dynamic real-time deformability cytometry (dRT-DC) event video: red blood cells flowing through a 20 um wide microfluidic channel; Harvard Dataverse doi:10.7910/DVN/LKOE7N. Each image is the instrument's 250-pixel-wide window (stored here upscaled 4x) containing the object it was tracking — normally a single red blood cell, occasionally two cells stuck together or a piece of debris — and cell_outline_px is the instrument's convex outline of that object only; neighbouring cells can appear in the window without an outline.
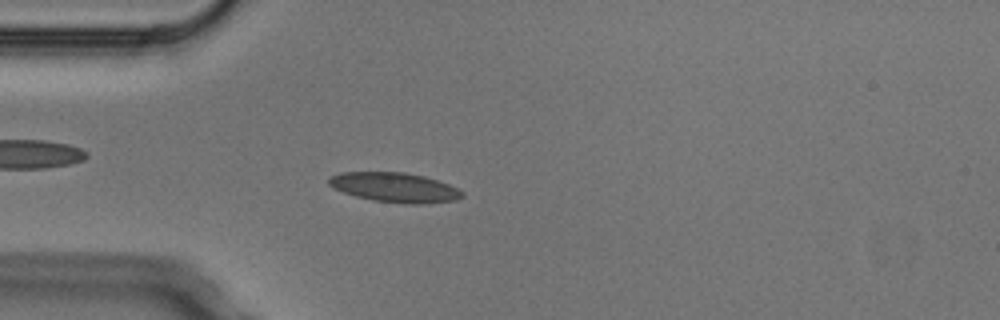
{"species": "Egyptian fruit bat (a non-hibernating species)", "species_latin": "Rousettus aegyptiacus", "temperature_condition": "cold", "stored_images_in_passage": 4, "camera_frame_rate_fps": 3000, "um_per_image_px": 0.085, "animal": {"sex": "male"}, "frame": {"image": 1, "passage_image": 4, "time_ms": 1.0, "image_size_px": [1000, 320], "cell_outline_px": [[464, 196], [456, 200], [420, 204], [408, 204], [372, 200], [356, 196], [332, 188], [328, 184], [328, 180], [332, 176], [340, 172], [404, 172], [424, 176], [448, 184], [464, 192]], "centroid_in_image_um": [33.55, 15.93], "position_along_channel_um": 51.5, "area_um2": 22.95}}